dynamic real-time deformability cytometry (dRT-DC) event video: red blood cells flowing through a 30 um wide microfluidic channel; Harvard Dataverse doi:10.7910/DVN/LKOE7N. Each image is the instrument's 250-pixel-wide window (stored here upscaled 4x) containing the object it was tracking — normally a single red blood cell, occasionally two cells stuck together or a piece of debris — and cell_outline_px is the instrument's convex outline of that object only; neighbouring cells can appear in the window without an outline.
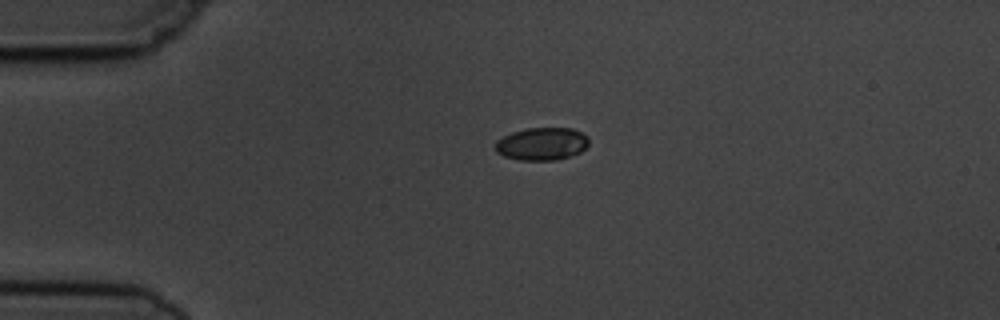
{"species": "common noctule bat (a hibernating species)", "species_latin": "Nyctalus noctula", "temperature_condition": "cold", "stored_images_in_passage": 2, "camera_frame_rate_fps": 3000, "um_per_image_px": 0.085, "animal": {"sex": "male", "body_mass_g": 19.5, "forearm_length_mm": 54.6}, "frame": {"image": 1, "passage_image": 1, "time_ms": 0.0, "image_size_px": [1000, 320], "cell_outline_px": [[588, 144], [580, 152], [556, 160], [520, 160], [504, 156], [496, 152], [496, 140], [512, 132], [528, 128], [572, 128], [588, 136]], "centroid_in_image_um": [46.05, 12.22], "position_along_channel_um": 39.0, "area_um2": 17.69}}